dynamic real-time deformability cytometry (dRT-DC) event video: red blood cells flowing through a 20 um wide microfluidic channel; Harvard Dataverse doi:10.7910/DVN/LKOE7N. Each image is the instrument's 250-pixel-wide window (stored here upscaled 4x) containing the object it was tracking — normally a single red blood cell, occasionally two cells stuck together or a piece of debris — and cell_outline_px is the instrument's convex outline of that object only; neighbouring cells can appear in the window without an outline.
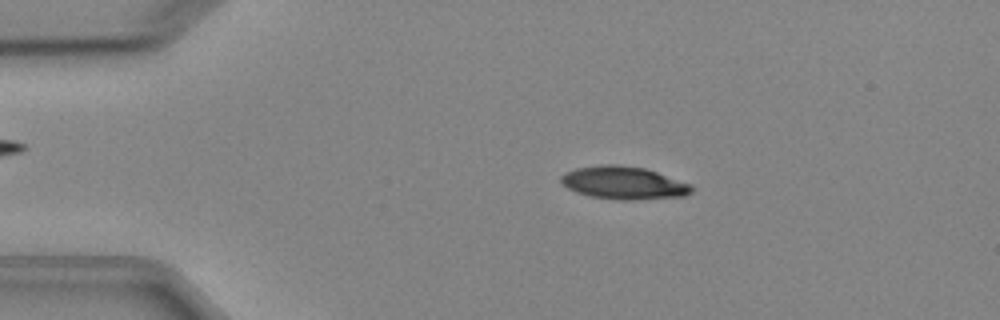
{"species": "Egyptian fruit bat (a non-hibernating species)", "species_latin": "Rousettus aegyptiacus", "temperature_condition": "cold", "stored_images_in_passage": 4, "camera_frame_rate_fps": 3000, "um_per_image_px": 0.085, "animal": {"sex": "female"}, "frame": {"image": 1, "passage_image": 2, "time_ms": 1.333, "image_size_px": [1000, 320], "cell_outline_px": [[692, 192], [684, 196], [632, 200], [620, 200], [588, 196], [576, 192], [568, 188], [560, 180], [560, 176], [564, 172], [576, 168], [600, 164], [620, 164], [644, 168], [692, 184]], "centroid_in_image_um": [52.99, 15.54], "position_along_channel_um": 32.0, "area_um2": 25.09}}